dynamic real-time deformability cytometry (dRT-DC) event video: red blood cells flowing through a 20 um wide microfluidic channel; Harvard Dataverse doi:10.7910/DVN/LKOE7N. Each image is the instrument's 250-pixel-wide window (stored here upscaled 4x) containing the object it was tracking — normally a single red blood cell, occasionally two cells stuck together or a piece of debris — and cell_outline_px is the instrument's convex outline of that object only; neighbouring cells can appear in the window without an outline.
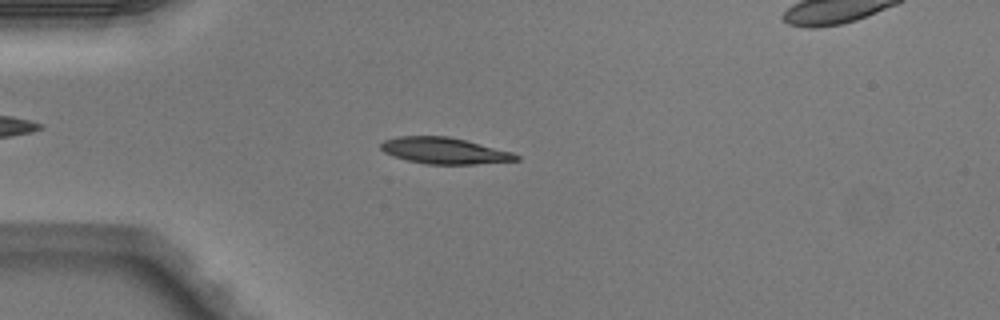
{"species": "Egyptian fruit bat (a non-hibernating species)", "species_latin": "Rousettus aegyptiacus", "temperature_condition": "warm", "stored_images_in_passage": 49, "camera_frame_rate_fps": 3000, "um_per_image_px": 0.085, "animal": {"sex": "male"}, "frame": {"image": 1, "passage_image": 12, "time_ms": 3.667, "image_size_px": [1000, 320], "cell_outline_px": [[520, 160], [476, 164], [424, 164], [408, 160], [384, 152], [380, 148], [380, 144], [384, 140], [396, 136], [448, 136], [512, 152], [520, 156]], "centroid_in_image_um": [37.76, 12.81], "position_along_channel_um": 47.2, "area_um2": 20.58}}
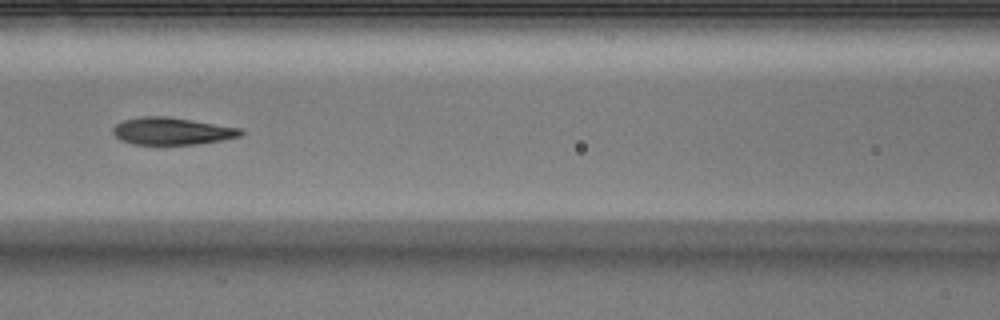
{"frame": {"image": 2, "passage_image": 21, "time_ms": 6.667, "image_size_px": [1000, 320], "cell_outline_px": [[244, 132], [240, 136], [200, 144], [132, 144], [120, 140], [112, 132], [112, 128], [116, 124], [124, 120], [144, 116], [164, 116], [192, 120], [240, 128]], "centroid_in_image_um": [14.59, 11.14], "position_along_channel_um": 152.0, "area_um2": 20.11}}
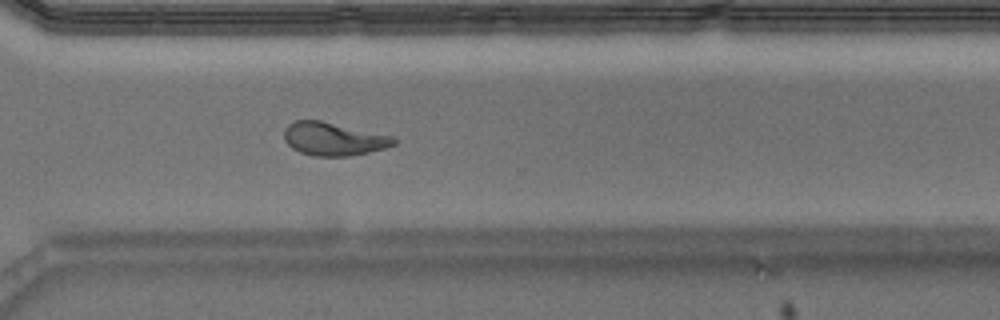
{"frame": {"image": 3, "passage_image": 35, "time_ms": 11.333, "image_size_px": [1000, 320], "cell_outline_px": [[396, 144], [384, 148], [368, 152], [348, 156], [316, 156], [300, 152], [292, 148], [284, 140], [284, 128], [288, 124], [296, 120], [320, 120], [392, 136], [396, 140]], "centroid_in_image_um": [28.31, 11.8], "position_along_channel_um": 342.3, "area_um2": 21.04}, "authors_computed_cell_mechanics": {"area_um2": 20.8658, "velocity_mm_per_s": 4.0825, "shape_relaxation_time_tau1_ms": 2.9492, "shape_relaxation_time_tau2_ms": 0.9448, "deformation_change_tau1": 0.1691, "deformation_change_tau2": 0.079}}